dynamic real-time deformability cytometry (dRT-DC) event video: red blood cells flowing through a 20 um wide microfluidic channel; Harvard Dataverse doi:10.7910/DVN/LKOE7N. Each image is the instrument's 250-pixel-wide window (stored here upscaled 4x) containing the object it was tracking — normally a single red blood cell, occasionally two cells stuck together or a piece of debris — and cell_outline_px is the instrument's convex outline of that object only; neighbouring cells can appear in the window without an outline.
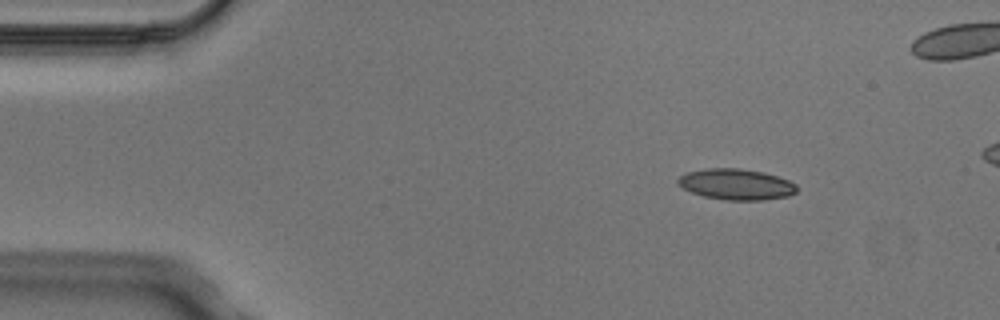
{"species": "Egyptian fruit bat (a non-hibernating species)", "species_latin": "Rousettus aegyptiacus", "temperature_condition": "cold", "stored_images_in_passage": 4, "camera_frame_rate_fps": 3000, "um_per_image_px": 0.085, "animal": {"sex": "male"}, "frame": {"image": 1, "passage_image": 1, "time_ms": 0.0, "image_size_px": [1000, 320], "cell_outline_px": [[800, 188], [796, 192], [788, 196], [764, 200], [724, 200], [704, 196], [692, 192], [684, 188], [676, 180], [680, 176], [688, 172], [708, 168], [740, 168], [764, 172], [788, 180], [796, 184]], "centroid_in_image_um": [62.62, 15.67], "position_along_channel_um": 22.4, "area_um2": 21.39}}
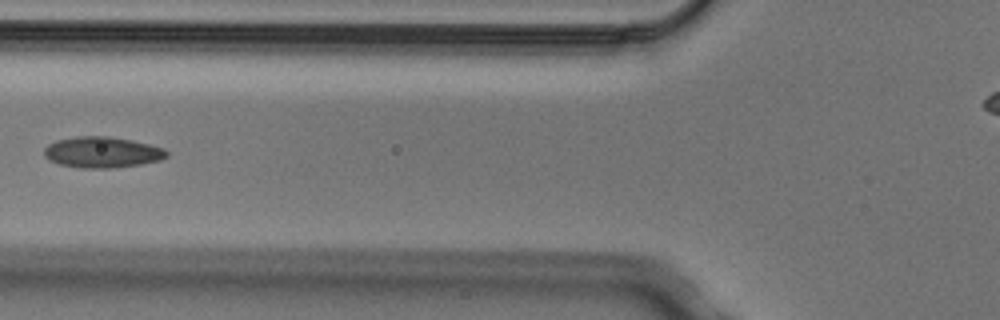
{"frame": {"image": 2, "passage_image": 4, "time_ms": 1.0, "image_size_px": [1000, 320], "cell_outline_px": [[168, 156], [160, 160], [140, 164], [112, 168], [80, 168], [60, 164], [48, 160], [44, 156], [44, 148], [48, 144], [56, 140], [76, 136], [108, 136], [132, 140], [164, 148], [168, 152]], "centroid_in_image_um": [8.66, 12.94], "position_along_channel_um": 117.1, "area_um2": 22.2}}